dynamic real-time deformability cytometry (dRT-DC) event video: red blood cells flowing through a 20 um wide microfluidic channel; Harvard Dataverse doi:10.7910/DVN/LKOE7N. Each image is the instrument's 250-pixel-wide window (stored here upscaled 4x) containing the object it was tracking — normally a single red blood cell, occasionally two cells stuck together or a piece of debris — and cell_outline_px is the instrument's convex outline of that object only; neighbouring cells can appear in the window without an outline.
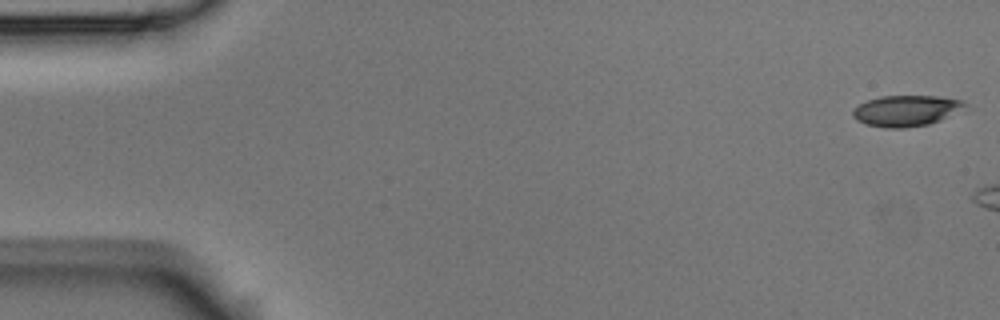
{"species": "Egyptian fruit bat (a non-hibernating species)", "species_latin": "Rousettus aegyptiacus", "temperature_condition": "room temperature", "stored_images_in_passage": 8, "camera_frame_rate_fps": 3000, "um_per_image_px": 0.085, "animal": {"sex": "male"}, "frame": {"image": 1, "passage_image": 1, "time_ms": 0.0, "image_size_px": [1000, 320], "cell_outline_px": [[972, 108], [940, 120], [928, 124], [904, 128], [884, 128], [868, 124], [856, 120], [852, 116], [852, 108], [868, 100], [880, 96], [940, 96], [964, 100]], "centroid_in_image_um": [77.12, 9.4], "position_along_channel_um": 7.9, "area_um2": 20.69}}